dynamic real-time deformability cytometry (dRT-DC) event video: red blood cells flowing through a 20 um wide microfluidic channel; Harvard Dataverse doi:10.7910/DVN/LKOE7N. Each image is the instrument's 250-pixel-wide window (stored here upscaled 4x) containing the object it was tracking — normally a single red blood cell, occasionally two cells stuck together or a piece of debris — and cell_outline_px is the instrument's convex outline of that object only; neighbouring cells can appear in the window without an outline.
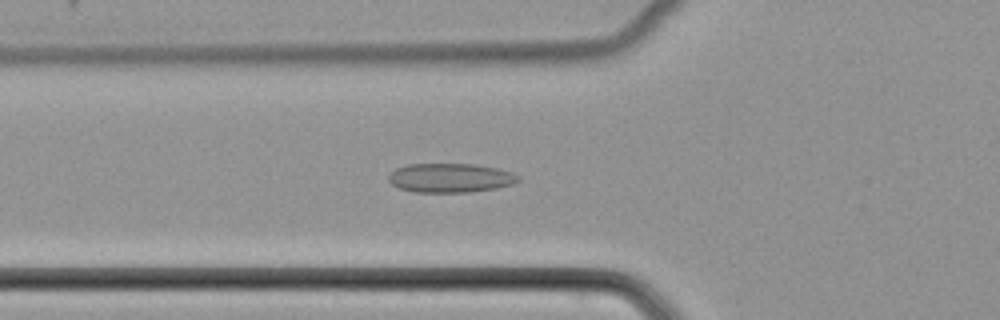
{"species": "common noctule bat (a hibernating species)", "species_latin": "Nyctalus noctula", "temperature_condition": "cold", "stored_images_in_passage": 52, "camera_frame_rate_fps": 3000, "um_per_image_px": 0.085, "animal": {"sex": "female", "body_mass_g": 22.7, "forearm_length_mm": 54.2}, "frame": {"image": 1, "passage_image": 20, "time_ms": 6.333, "image_size_px": [1000, 320], "cell_outline_px": [[520, 180], [512, 184], [496, 188], [468, 192], [416, 192], [400, 188], [392, 184], [388, 180], [388, 176], [396, 168], [408, 164], [472, 164], [496, 168], [512, 172], [520, 176]], "centroid_in_image_um": [38.28, 15.12], "position_along_channel_um": 87.5, "area_um2": 21.91}}
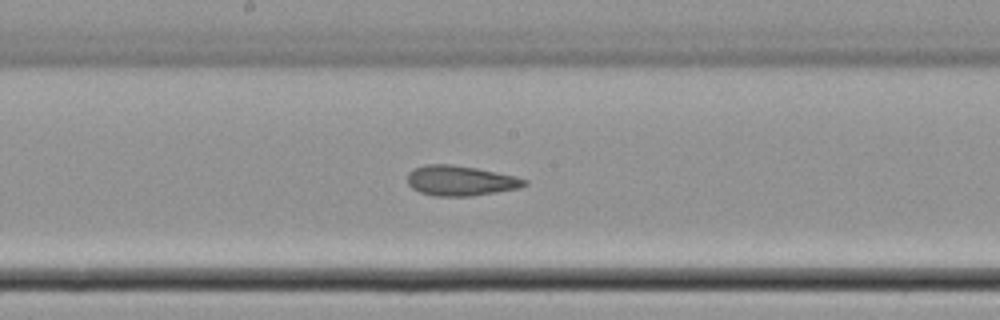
{"frame": {"image": 2, "passage_image": 29, "time_ms": 9.333, "image_size_px": [1000, 320], "cell_outline_px": [[528, 184], [520, 188], [496, 192], [468, 196], [432, 196], [420, 192], [412, 188], [408, 184], [408, 172], [412, 168], [424, 164], [452, 164], [476, 168], [516, 176], [528, 180]], "centroid_in_image_um": [39.12, 15.35], "position_along_channel_um": 209.1, "area_um2": 20.69}}
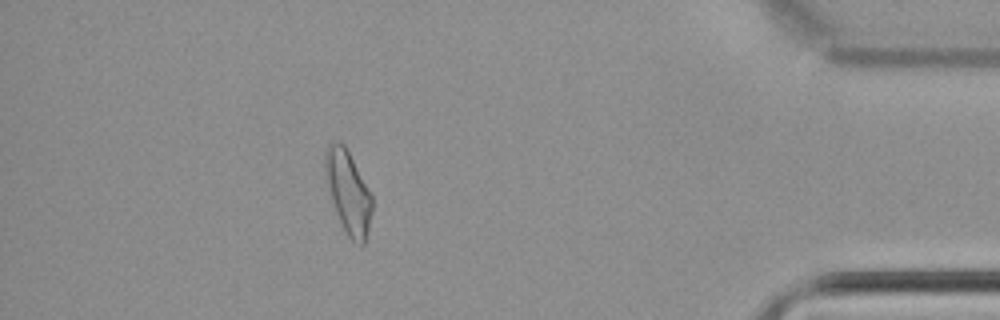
{"frame": {"image": 3, "passage_image": 47, "time_ms": 15.333, "image_size_px": [1000, 320], "cell_outline_px": [[372, 212], [368, 232], [364, 244], [356, 244], [348, 236], [336, 212], [324, 180], [324, 152], [328, 144], [332, 140], [340, 140], [344, 144], [372, 196]], "centroid_in_image_um": [29.56, 16.28], "position_along_channel_um": 405.6, "area_um2": 22.72}}